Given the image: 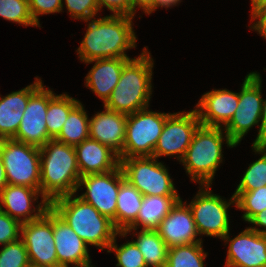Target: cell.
Instances as JSON below:
<instances>
[{
    "instance_id": "cell-24",
    "label": "cell",
    "mask_w": 266,
    "mask_h": 267,
    "mask_svg": "<svg viewBox=\"0 0 266 267\" xmlns=\"http://www.w3.org/2000/svg\"><path fill=\"white\" fill-rule=\"evenodd\" d=\"M180 199V196H143L136 220L123 232H119V236L125 237L129 232L137 230L139 226L142 229L156 230L162 219L169 214Z\"/></svg>"
},
{
    "instance_id": "cell-21",
    "label": "cell",
    "mask_w": 266,
    "mask_h": 267,
    "mask_svg": "<svg viewBox=\"0 0 266 267\" xmlns=\"http://www.w3.org/2000/svg\"><path fill=\"white\" fill-rule=\"evenodd\" d=\"M74 149L81 176L110 172L120 165L118 154L97 140L87 138Z\"/></svg>"
},
{
    "instance_id": "cell-42",
    "label": "cell",
    "mask_w": 266,
    "mask_h": 267,
    "mask_svg": "<svg viewBox=\"0 0 266 267\" xmlns=\"http://www.w3.org/2000/svg\"><path fill=\"white\" fill-rule=\"evenodd\" d=\"M261 144H266V100H262L261 110Z\"/></svg>"
},
{
    "instance_id": "cell-32",
    "label": "cell",
    "mask_w": 266,
    "mask_h": 267,
    "mask_svg": "<svg viewBox=\"0 0 266 267\" xmlns=\"http://www.w3.org/2000/svg\"><path fill=\"white\" fill-rule=\"evenodd\" d=\"M0 16L27 26H38L31 16L28 0H0Z\"/></svg>"
},
{
    "instance_id": "cell-12",
    "label": "cell",
    "mask_w": 266,
    "mask_h": 267,
    "mask_svg": "<svg viewBox=\"0 0 266 267\" xmlns=\"http://www.w3.org/2000/svg\"><path fill=\"white\" fill-rule=\"evenodd\" d=\"M21 239L29 262L35 266L60 267L53 236V210L50 207L40 218L23 223Z\"/></svg>"
},
{
    "instance_id": "cell-46",
    "label": "cell",
    "mask_w": 266,
    "mask_h": 267,
    "mask_svg": "<svg viewBox=\"0 0 266 267\" xmlns=\"http://www.w3.org/2000/svg\"><path fill=\"white\" fill-rule=\"evenodd\" d=\"M6 140L7 139L3 135L0 134V153L2 151V148H3L4 143H5Z\"/></svg>"
},
{
    "instance_id": "cell-16",
    "label": "cell",
    "mask_w": 266,
    "mask_h": 267,
    "mask_svg": "<svg viewBox=\"0 0 266 267\" xmlns=\"http://www.w3.org/2000/svg\"><path fill=\"white\" fill-rule=\"evenodd\" d=\"M39 194L41 191L38 189L7 184L0 192V210L22 224L36 220L50 208L46 199L32 208V203L38 199Z\"/></svg>"
},
{
    "instance_id": "cell-38",
    "label": "cell",
    "mask_w": 266,
    "mask_h": 267,
    "mask_svg": "<svg viewBox=\"0 0 266 267\" xmlns=\"http://www.w3.org/2000/svg\"><path fill=\"white\" fill-rule=\"evenodd\" d=\"M99 5V10L102 7H106L113 15H128L132 16V5L131 0H97Z\"/></svg>"
},
{
    "instance_id": "cell-19",
    "label": "cell",
    "mask_w": 266,
    "mask_h": 267,
    "mask_svg": "<svg viewBox=\"0 0 266 267\" xmlns=\"http://www.w3.org/2000/svg\"><path fill=\"white\" fill-rule=\"evenodd\" d=\"M238 101L239 93L227 89H213L203 94L195 108L201 125L225 127L233 117Z\"/></svg>"
},
{
    "instance_id": "cell-8",
    "label": "cell",
    "mask_w": 266,
    "mask_h": 267,
    "mask_svg": "<svg viewBox=\"0 0 266 267\" xmlns=\"http://www.w3.org/2000/svg\"><path fill=\"white\" fill-rule=\"evenodd\" d=\"M261 82V76L257 72H251L245 77L239 92L237 109L223 128L235 145H238L243 136L255 125L259 127V131L253 144H261V125H259L263 100Z\"/></svg>"
},
{
    "instance_id": "cell-9",
    "label": "cell",
    "mask_w": 266,
    "mask_h": 267,
    "mask_svg": "<svg viewBox=\"0 0 266 267\" xmlns=\"http://www.w3.org/2000/svg\"><path fill=\"white\" fill-rule=\"evenodd\" d=\"M8 184L40 190V148L7 139L1 151Z\"/></svg>"
},
{
    "instance_id": "cell-34",
    "label": "cell",
    "mask_w": 266,
    "mask_h": 267,
    "mask_svg": "<svg viewBox=\"0 0 266 267\" xmlns=\"http://www.w3.org/2000/svg\"><path fill=\"white\" fill-rule=\"evenodd\" d=\"M30 264L27 249L20 238L0 250V267H27Z\"/></svg>"
},
{
    "instance_id": "cell-35",
    "label": "cell",
    "mask_w": 266,
    "mask_h": 267,
    "mask_svg": "<svg viewBox=\"0 0 266 267\" xmlns=\"http://www.w3.org/2000/svg\"><path fill=\"white\" fill-rule=\"evenodd\" d=\"M64 3L71 18L85 22L93 19L100 11L97 0H64Z\"/></svg>"
},
{
    "instance_id": "cell-18",
    "label": "cell",
    "mask_w": 266,
    "mask_h": 267,
    "mask_svg": "<svg viewBox=\"0 0 266 267\" xmlns=\"http://www.w3.org/2000/svg\"><path fill=\"white\" fill-rule=\"evenodd\" d=\"M54 244L60 267H93L88 245L53 211ZM70 264V265H69Z\"/></svg>"
},
{
    "instance_id": "cell-27",
    "label": "cell",
    "mask_w": 266,
    "mask_h": 267,
    "mask_svg": "<svg viewBox=\"0 0 266 267\" xmlns=\"http://www.w3.org/2000/svg\"><path fill=\"white\" fill-rule=\"evenodd\" d=\"M137 233L133 242L141 251L147 267H166L168 247L158 231L142 229Z\"/></svg>"
},
{
    "instance_id": "cell-44",
    "label": "cell",
    "mask_w": 266,
    "mask_h": 267,
    "mask_svg": "<svg viewBox=\"0 0 266 267\" xmlns=\"http://www.w3.org/2000/svg\"><path fill=\"white\" fill-rule=\"evenodd\" d=\"M7 184L8 183L6 180L5 168H4L2 157L0 154V192Z\"/></svg>"
},
{
    "instance_id": "cell-29",
    "label": "cell",
    "mask_w": 266,
    "mask_h": 267,
    "mask_svg": "<svg viewBox=\"0 0 266 267\" xmlns=\"http://www.w3.org/2000/svg\"><path fill=\"white\" fill-rule=\"evenodd\" d=\"M202 242L168 248L166 267H204Z\"/></svg>"
},
{
    "instance_id": "cell-36",
    "label": "cell",
    "mask_w": 266,
    "mask_h": 267,
    "mask_svg": "<svg viewBox=\"0 0 266 267\" xmlns=\"http://www.w3.org/2000/svg\"><path fill=\"white\" fill-rule=\"evenodd\" d=\"M22 223L10 217L4 211L0 210V244L5 246L8 243L15 242L21 238Z\"/></svg>"
},
{
    "instance_id": "cell-37",
    "label": "cell",
    "mask_w": 266,
    "mask_h": 267,
    "mask_svg": "<svg viewBox=\"0 0 266 267\" xmlns=\"http://www.w3.org/2000/svg\"><path fill=\"white\" fill-rule=\"evenodd\" d=\"M29 9L34 22L40 27L38 16L59 13L63 10V0H28Z\"/></svg>"
},
{
    "instance_id": "cell-5",
    "label": "cell",
    "mask_w": 266,
    "mask_h": 267,
    "mask_svg": "<svg viewBox=\"0 0 266 267\" xmlns=\"http://www.w3.org/2000/svg\"><path fill=\"white\" fill-rule=\"evenodd\" d=\"M224 139L228 147L236 146L222 128L204 125L198 127L191 144L180 161L192 181L199 182L201 186L212 184L215 171L223 160Z\"/></svg>"
},
{
    "instance_id": "cell-2",
    "label": "cell",
    "mask_w": 266,
    "mask_h": 267,
    "mask_svg": "<svg viewBox=\"0 0 266 267\" xmlns=\"http://www.w3.org/2000/svg\"><path fill=\"white\" fill-rule=\"evenodd\" d=\"M80 178L74 146L51 139L40 148L42 199L51 203L59 197L76 194Z\"/></svg>"
},
{
    "instance_id": "cell-14",
    "label": "cell",
    "mask_w": 266,
    "mask_h": 267,
    "mask_svg": "<svg viewBox=\"0 0 266 267\" xmlns=\"http://www.w3.org/2000/svg\"><path fill=\"white\" fill-rule=\"evenodd\" d=\"M43 84L29 97L21 124L13 140L41 148L52 138L48 135L46 113L48 88Z\"/></svg>"
},
{
    "instance_id": "cell-25",
    "label": "cell",
    "mask_w": 266,
    "mask_h": 267,
    "mask_svg": "<svg viewBox=\"0 0 266 267\" xmlns=\"http://www.w3.org/2000/svg\"><path fill=\"white\" fill-rule=\"evenodd\" d=\"M142 200L143 195L136 187L126 180L120 184L116 209V229L119 232H123L136 220Z\"/></svg>"
},
{
    "instance_id": "cell-7",
    "label": "cell",
    "mask_w": 266,
    "mask_h": 267,
    "mask_svg": "<svg viewBox=\"0 0 266 267\" xmlns=\"http://www.w3.org/2000/svg\"><path fill=\"white\" fill-rule=\"evenodd\" d=\"M125 180L143 196H179L168 169L152 156L119 158Z\"/></svg>"
},
{
    "instance_id": "cell-26",
    "label": "cell",
    "mask_w": 266,
    "mask_h": 267,
    "mask_svg": "<svg viewBox=\"0 0 266 267\" xmlns=\"http://www.w3.org/2000/svg\"><path fill=\"white\" fill-rule=\"evenodd\" d=\"M79 100L68 94L56 95L48 88V110L46 113V126L48 135L55 139L66 121L70 111L79 103Z\"/></svg>"
},
{
    "instance_id": "cell-45",
    "label": "cell",
    "mask_w": 266,
    "mask_h": 267,
    "mask_svg": "<svg viewBox=\"0 0 266 267\" xmlns=\"http://www.w3.org/2000/svg\"><path fill=\"white\" fill-rule=\"evenodd\" d=\"M251 5H252V11L266 5V0H251Z\"/></svg>"
},
{
    "instance_id": "cell-40",
    "label": "cell",
    "mask_w": 266,
    "mask_h": 267,
    "mask_svg": "<svg viewBox=\"0 0 266 267\" xmlns=\"http://www.w3.org/2000/svg\"><path fill=\"white\" fill-rule=\"evenodd\" d=\"M250 224H254L255 226L264 227L263 230L259 229L258 227H249L252 230H255L256 232L266 235V209L258 214H256L250 221Z\"/></svg>"
},
{
    "instance_id": "cell-41",
    "label": "cell",
    "mask_w": 266,
    "mask_h": 267,
    "mask_svg": "<svg viewBox=\"0 0 266 267\" xmlns=\"http://www.w3.org/2000/svg\"><path fill=\"white\" fill-rule=\"evenodd\" d=\"M132 5V17L136 13V7L141 8L144 13H148L154 6V0H131Z\"/></svg>"
},
{
    "instance_id": "cell-1",
    "label": "cell",
    "mask_w": 266,
    "mask_h": 267,
    "mask_svg": "<svg viewBox=\"0 0 266 267\" xmlns=\"http://www.w3.org/2000/svg\"><path fill=\"white\" fill-rule=\"evenodd\" d=\"M133 17L109 15L89 20L86 34L76 50L82 62L106 58H130L126 50L136 47Z\"/></svg>"
},
{
    "instance_id": "cell-13",
    "label": "cell",
    "mask_w": 266,
    "mask_h": 267,
    "mask_svg": "<svg viewBox=\"0 0 266 267\" xmlns=\"http://www.w3.org/2000/svg\"><path fill=\"white\" fill-rule=\"evenodd\" d=\"M200 125L195 109L171 114L166 119L152 157L177 155L175 157L180 162Z\"/></svg>"
},
{
    "instance_id": "cell-11",
    "label": "cell",
    "mask_w": 266,
    "mask_h": 267,
    "mask_svg": "<svg viewBox=\"0 0 266 267\" xmlns=\"http://www.w3.org/2000/svg\"><path fill=\"white\" fill-rule=\"evenodd\" d=\"M124 180L120 165L110 172L81 176L77 191L82 190L80 187L84 186L86 192L78 197L94 206L101 215L112 220L116 228L117 196L120 184Z\"/></svg>"
},
{
    "instance_id": "cell-4",
    "label": "cell",
    "mask_w": 266,
    "mask_h": 267,
    "mask_svg": "<svg viewBox=\"0 0 266 267\" xmlns=\"http://www.w3.org/2000/svg\"><path fill=\"white\" fill-rule=\"evenodd\" d=\"M153 66L151 54L144 47L139 57L124 64L119 82L104 107L125 115L149 107Z\"/></svg>"
},
{
    "instance_id": "cell-47",
    "label": "cell",
    "mask_w": 266,
    "mask_h": 267,
    "mask_svg": "<svg viewBox=\"0 0 266 267\" xmlns=\"http://www.w3.org/2000/svg\"><path fill=\"white\" fill-rule=\"evenodd\" d=\"M27 267H43V266H35V265H32V264H29Z\"/></svg>"
},
{
    "instance_id": "cell-33",
    "label": "cell",
    "mask_w": 266,
    "mask_h": 267,
    "mask_svg": "<svg viewBox=\"0 0 266 267\" xmlns=\"http://www.w3.org/2000/svg\"><path fill=\"white\" fill-rule=\"evenodd\" d=\"M119 232L115 235L113 242L109 245L107 252H115L116 259L118 263L116 264L117 267H147L144 257L136 246V244L131 241L124 243L123 245L119 246L116 244V236Z\"/></svg>"
},
{
    "instance_id": "cell-3",
    "label": "cell",
    "mask_w": 266,
    "mask_h": 267,
    "mask_svg": "<svg viewBox=\"0 0 266 267\" xmlns=\"http://www.w3.org/2000/svg\"><path fill=\"white\" fill-rule=\"evenodd\" d=\"M74 195L59 197L50 203V207L87 245L98 247L101 251L108 249L119 231L112 220Z\"/></svg>"
},
{
    "instance_id": "cell-15",
    "label": "cell",
    "mask_w": 266,
    "mask_h": 267,
    "mask_svg": "<svg viewBox=\"0 0 266 267\" xmlns=\"http://www.w3.org/2000/svg\"><path fill=\"white\" fill-rule=\"evenodd\" d=\"M228 244L225 267H256L266 265V235L249 227L230 239L229 233L223 238Z\"/></svg>"
},
{
    "instance_id": "cell-28",
    "label": "cell",
    "mask_w": 266,
    "mask_h": 267,
    "mask_svg": "<svg viewBox=\"0 0 266 267\" xmlns=\"http://www.w3.org/2000/svg\"><path fill=\"white\" fill-rule=\"evenodd\" d=\"M89 138V118L83 105L79 102L69 113L55 140L76 146Z\"/></svg>"
},
{
    "instance_id": "cell-39",
    "label": "cell",
    "mask_w": 266,
    "mask_h": 267,
    "mask_svg": "<svg viewBox=\"0 0 266 267\" xmlns=\"http://www.w3.org/2000/svg\"><path fill=\"white\" fill-rule=\"evenodd\" d=\"M251 16V21L258 20L251 26V29L257 31L262 37L266 38V5L253 10Z\"/></svg>"
},
{
    "instance_id": "cell-10",
    "label": "cell",
    "mask_w": 266,
    "mask_h": 267,
    "mask_svg": "<svg viewBox=\"0 0 266 267\" xmlns=\"http://www.w3.org/2000/svg\"><path fill=\"white\" fill-rule=\"evenodd\" d=\"M194 199L188 204L198 234L223 238L229 233L228 208L236 204L232 195L229 202L212 194L209 185L201 186ZM204 188V189H203Z\"/></svg>"
},
{
    "instance_id": "cell-22",
    "label": "cell",
    "mask_w": 266,
    "mask_h": 267,
    "mask_svg": "<svg viewBox=\"0 0 266 267\" xmlns=\"http://www.w3.org/2000/svg\"><path fill=\"white\" fill-rule=\"evenodd\" d=\"M42 84V80L36 77L33 84L0 97V134L6 139H13L15 137L28 105L29 97Z\"/></svg>"
},
{
    "instance_id": "cell-43",
    "label": "cell",
    "mask_w": 266,
    "mask_h": 267,
    "mask_svg": "<svg viewBox=\"0 0 266 267\" xmlns=\"http://www.w3.org/2000/svg\"><path fill=\"white\" fill-rule=\"evenodd\" d=\"M181 0H154V6L153 8L147 13V15H150L152 12L156 11L158 7H172L176 6L178 3H180Z\"/></svg>"
},
{
    "instance_id": "cell-20",
    "label": "cell",
    "mask_w": 266,
    "mask_h": 267,
    "mask_svg": "<svg viewBox=\"0 0 266 267\" xmlns=\"http://www.w3.org/2000/svg\"><path fill=\"white\" fill-rule=\"evenodd\" d=\"M104 108L105 111L89 119V138L107 145L119 155L123 151L127 115Z\"/></svg>"
},
{
    "instance_id": "cell-6",
    "label": "cell",
    "mask_w": 266,
    "mask_h": 267,
    "mask_svg": "<svg viewBox=\"0 0 266 267\" xmlns=\"http://www.w3.org/2000/svg\"><path fill=\"white\" fill-rule=\"evenodd\" d=\"M171 113H159L148 107L127 115L123 151L119 158L153 156L154 148Z\"/></svg>"
},
{
    "instance_id": "cell-30",
    "label": "cell",
    "mask_w": 266,
    "mask_h": 267,
    "mask_svg": "<svg viewBox=\"0 0 266 267\" xmlns=\"http://www.w3.org/2000/svg\"><path fill=\"white\" fill-rule=\"evenodd\" d=\"M252 147L262 156L249 165L235 191H251L266 186V144H252Z\"/></svg>"
},
{
    "instance_id": "cell-23",
    "label": "cell",
    "mask_w": 266,
    "mask_h": 267,
    "mask_svg": "<svg viewBox=\"0 0 266 267\" xmlns=\"http://www.w3.org/2000/svg\"><path fill=\"white\" fill-rule=\"evenodd\" d=\"M129 59L131 58H106L85 62L87 64L95 62L85 77V86L91 89L103 101V104L118 84L124 64Z\"/></svg>"
},
{
    "instance_id": "cell-31",
    "label": "cell",
    "mask_w": 266,
    "mask_h": 267,
    "mask_svg": "<svg viewBox=\"0 0 266 267\" xmlns=\"http://www.w3.org/2000/svg\"><path fill=\"white\" fill-rule=\"evenodd\" d=\"M235 207L245 211L244 221L249 222L256 214L266 209V186L251 191H235Z\"/></svg>"
},
{
    "instance_id": "cell-17",
    "label": "cell",
    "mask_w": 266,
    "mask_h": 267,
    "mask_svg": "<svg viewBox=\"0 0 266 267\" xmlns=\"http://www.w3.org/2000/svg\"><path fill=\"white\" fill-rule=\"evenodd\" d=\"M183 203L180 199L156 229L168 248L202 242L196 239L199 234L191 210Z\"/></svg>"
}]
</instances>
